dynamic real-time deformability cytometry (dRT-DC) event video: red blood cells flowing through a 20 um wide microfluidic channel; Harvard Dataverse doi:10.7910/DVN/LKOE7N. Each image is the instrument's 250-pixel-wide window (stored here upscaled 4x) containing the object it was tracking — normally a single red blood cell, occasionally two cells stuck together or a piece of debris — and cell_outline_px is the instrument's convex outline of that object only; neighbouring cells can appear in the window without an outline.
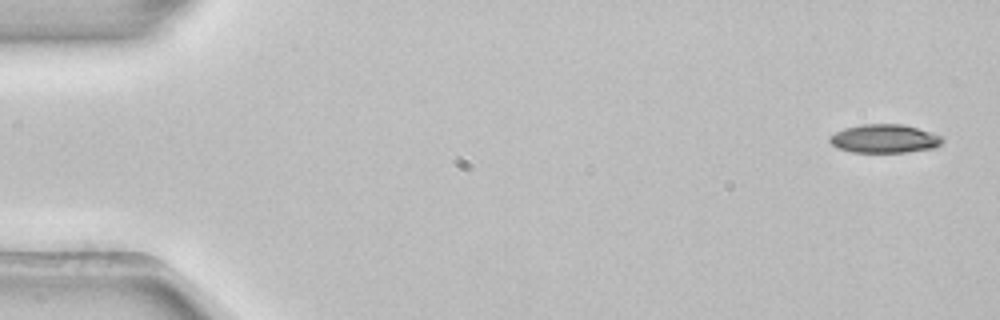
{"species": "common noctule bat (a hibernating species)", "species_latin": "Nyctalus noctula", "temperature_condition": "room temperature", "stored_images_in_passage": 4, "camera_frame_rate_fps": 3000, "um_per_image_px": 0.085, "animal": {"sex": "female", "body_mass_g": 22.7, "forearm_length_mm": 54.2}, "frame": {"image": 1, "passage_image": 1, "time_ms": 0.0, "image_size_px": [1000, 320], "cell_outline_px": [[944, 140], [940, 144], [932, 148], [908, 152], [852, 152], [836, 148], [828, 140], [828, 136], [844, 128], [860, 124], [904, 124], [944, 136]], "centroid_in_image_um": [75.16, 11.78], "position_along_channel_um": 9.8, "area_um2": 18.9}}
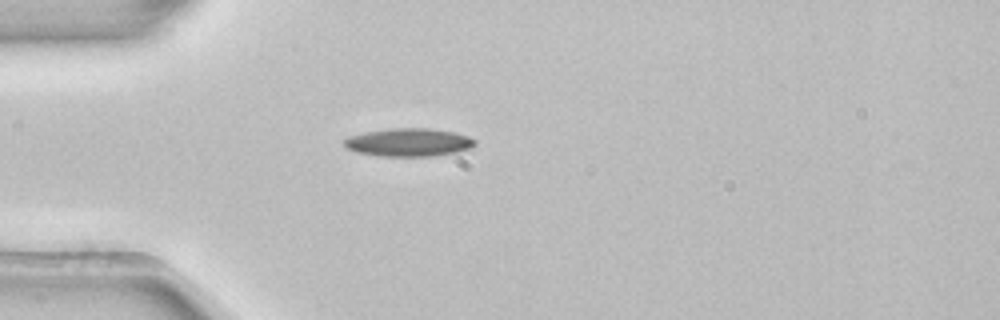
{"frame": {"image": 2, "passage_image": 4, "time_ms": 1.0, "image_size_px": [1000, 320], "cell_outline_px": [[476, 144], [472, 148], [456, 152], [432, 156], [380, 156], [356, 152], [348, 148], [344, 144], [344, 140], [348, 136], [364, 132], [392, 128], [428, 128], [452, 132], [468, 136], [476, 140]], "centroid_in_image_um": [34.74, 12.1], "position_along_channel_um": 50.3, "area_um2": 21.39}}